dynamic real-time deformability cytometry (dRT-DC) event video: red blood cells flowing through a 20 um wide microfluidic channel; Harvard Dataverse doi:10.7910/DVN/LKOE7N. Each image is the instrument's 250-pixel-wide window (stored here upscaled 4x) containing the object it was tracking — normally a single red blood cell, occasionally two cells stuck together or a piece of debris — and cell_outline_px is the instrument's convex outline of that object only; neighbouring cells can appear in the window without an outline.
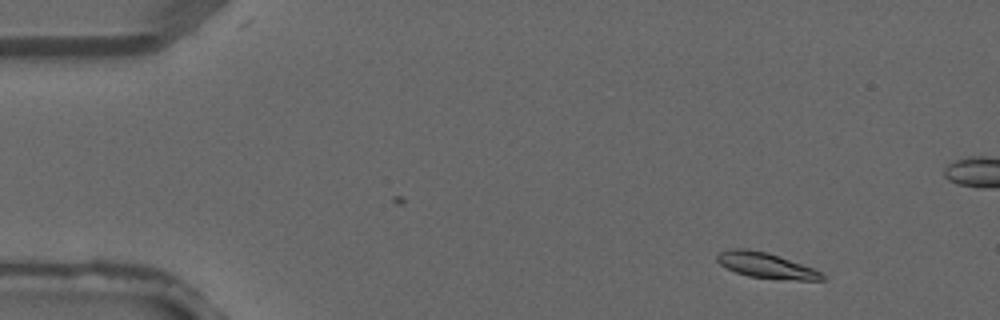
{"species": "common noctule bat (a hibernating species)", "species_latin": "Nyctalus noctula", "temperature_condition": "warm", "stored_images_in_passage": 4, "camera_frame_rate_fps": 3000, "um_per_image_px": 0.085, "animal": {"sex": "male", "forearm_length_mm": 52.5}, "frame": {"image": 1, "passage_image": 1, "time_ms": 0.0, "image_size_px": [1000, 320], "cell_outline_px": [[824, 280], [796, 280], [748, 276], [736, 272], [720, 264], [716, 260], [716, 256], [720, 252], [732, 248], [744, 248], [768, 252], [812, 268], [820, 272], [824, 276]], "centroid_in_image_um": [65.08, 22.55], "position_along_channel_um": 19.9, "area_um2": 15.32}}